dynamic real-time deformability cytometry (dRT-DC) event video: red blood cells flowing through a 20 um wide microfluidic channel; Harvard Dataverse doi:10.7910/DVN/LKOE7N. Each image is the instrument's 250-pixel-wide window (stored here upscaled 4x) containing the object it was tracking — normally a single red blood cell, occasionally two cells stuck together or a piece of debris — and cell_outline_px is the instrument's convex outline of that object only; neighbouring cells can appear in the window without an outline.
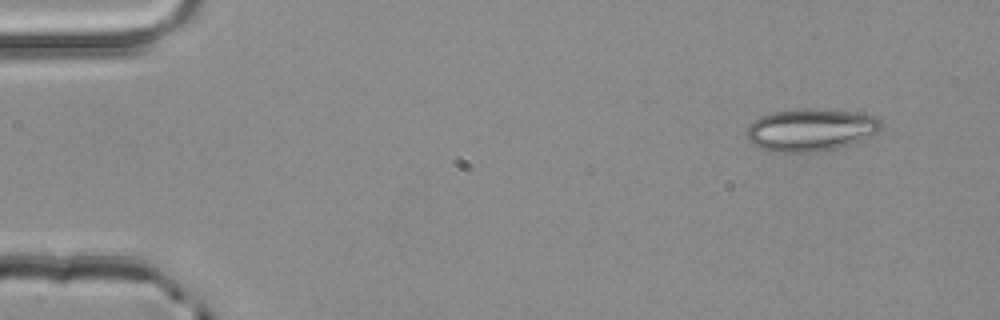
{"species": "common noctule bat (a hibernating species)", "species_latin": "Nyctalus noctula", "temperature_condition": "room temperature", "stored_images_in_passage": 4, "segment_of_instrument_passage": [1, 2], "camera_frame_rate_fps": 3000, "um_per_image_px": 0.085, "animal": {"sex": "male", "body_mass_g": 20.4}, "frame": {"image": 1, "passage_image": 1, "time_ms": 0.0, "image_size_px": [1000, 320], "cell_outline_px": [[884, 128], [880, 132], [864, 140], [836, 148], [820, 152], [772, 152], [760, 148], [752, 144], [744, 136], [744, 132], [748, 124], [752, 120], [760, 116], [772, 112], [800, 108], [812, 108], [848, 112], [876, 116], [884, 124]], "centroid_in_image_um": [68.88, 11.05], "position_along_channel_um": 16.1, "area_um2": 34.04}}